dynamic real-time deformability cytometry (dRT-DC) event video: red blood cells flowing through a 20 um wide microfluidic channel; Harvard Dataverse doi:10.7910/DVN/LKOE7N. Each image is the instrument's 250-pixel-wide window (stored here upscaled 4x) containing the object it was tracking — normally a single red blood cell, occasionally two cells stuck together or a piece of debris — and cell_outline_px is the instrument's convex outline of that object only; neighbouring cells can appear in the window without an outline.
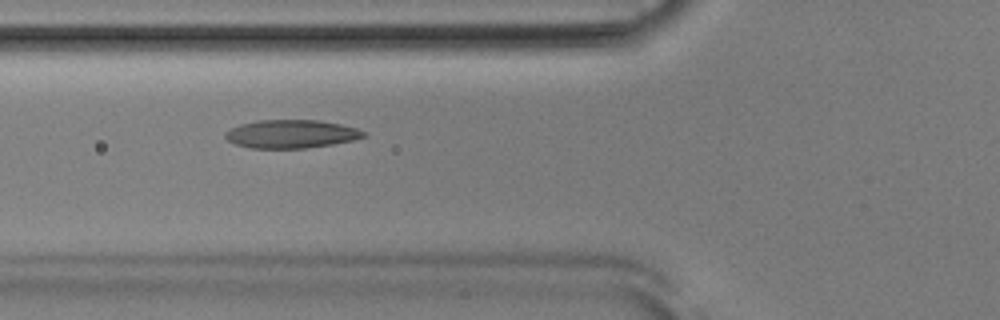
{"species": "Egyptian fruit bat (a non-hibernating species)", "species_latin": "Rousettus aegyptiacus", "temperature_condition": "room temperature", "stored_images_in_passage": 53, "camera_frame_rate_fps": 3000, "um_per_image_px": 0.085, "animal": {"sex": "male"}, "frame": {"image": 1, "passage_image": 20, "time_ms": 6.333, "image_size_px": [1000, 320], "cell_outline_px": [[364, 136], [352, 140], [332, 144], [304, 148], [252, 148], [236, 144], [228, 140], [224, 136], [224, 132], [240, 124], [256, 120], [320, 120], [340, 124], [356, 128], [364, 132]], "centroid_in_image_um": [24.71, 11.38], "position_along_channel_um": 101.1, "area_um2": 22.6}}
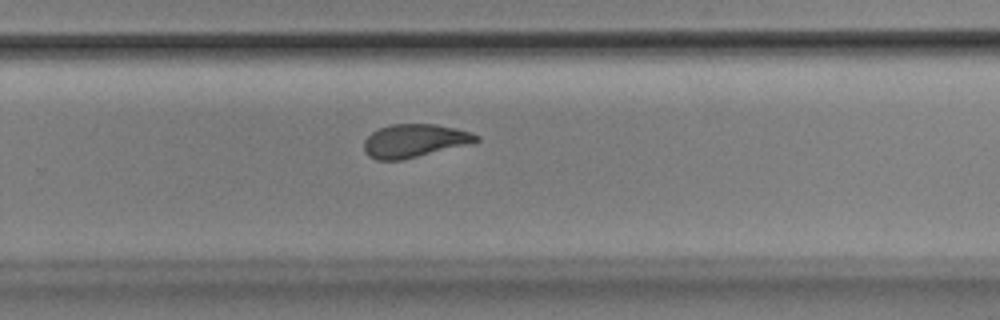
{"frame": {"image": 2, "passage_image": 35, "time_ms": 11.333, "image_size_px": [1000, 320], "cell_outline_px": [[480, 140], [400, 160], [376, 160], [368, 156], [364, 152], [364, 140], [372, 132], [380, 128], [392, 124], [436, 124], [472, 132], [480, 136]], "centroid_in_image_um": [35.17, 11.95], "position_along_channel_um": 294.6, "area_um2": 21.27}}
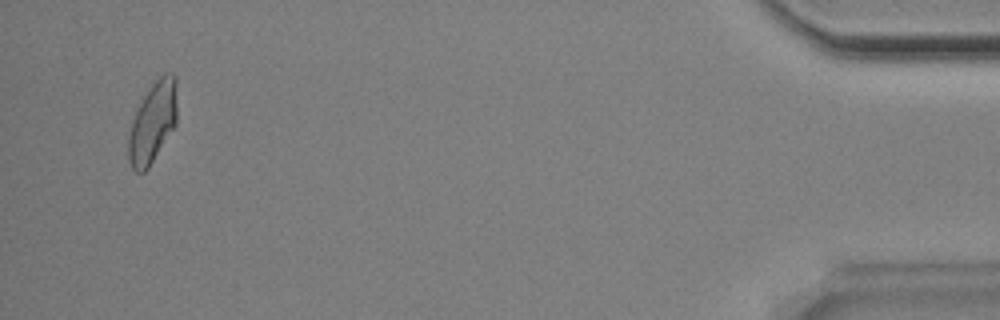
{"frame": {"image": 3, "passage_image": 51, "time_ms": 16.667, "image_size_px": [1000, 320], "cell_outline_px": [[176, 124], [148, 168], [144, 172], [136, 172], [132, 168], [128, 160], [128, 136], [136, 108], [152, 84], [164, 72], [172, 72], [176, 76]], "centroid_in_image_um": [12.97, 10.39], "position_along_channel_um": 422.2, "area_um2": 22.83}, "authors_computed_cell_mechanics": {"area_um2": 22.7154, "velocity_mm_per_s": 3.8726, "shape_relaxation_time_tau1_ms": 4.4778, "shape_relaxation_time_tau2_ms": 2.5756, "deformation_change_tau1": 0.1578, "deformation_change_tau2": 0.0708}}